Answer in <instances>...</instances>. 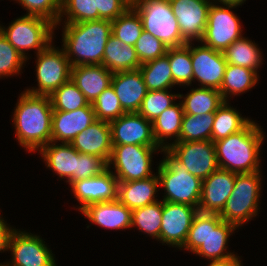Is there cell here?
Segmentation results:
<instances>
[{"mask_svg":"<svg viewBox=\"0 0 267 266\" xmlns=\"http://www.w3.org/2000/svg\"><path fill=\"white\" fill-rule=\"evenodd\" d=\"M70 144L78 152L98 156L108 163L113 147L110 123L96 120L77 134Z\"/></svg>","mask_w":267,"mask_h":266,"instance_id":"obj_23","label":"cell"},{"mask_svg":"<svg viewBox=\"0 0 267 266\" xmlns=\"http://www.w3.org/2000/svg\"><path fill=\"white\" fill-rule=\"evenodd\" d=\"M102 65L115 73L138 70L141 63L135 47L123 43L111 33L105 45Z\"/></svg>","mask_w":267,"mask_h":266,"instance_id":"obj_30","label":"cell"},{"mask_svg":"<svg viewBox=\"0 0 267 266\" xmlns=\"http://www.w3.org/2000/svg\"><path fill=\"white\" fill-rule=\"evenodd\" d=\"M215 113L203 115L184 114L177 142L211 140Z\"/></svg>","mask_w":267,"mask_h":266,"instance_id":"obj_36","label":"cell"},{"mask_svg":"<svg viewBox=\"0 0 267 266\" xmlns=\"http://www.w3.org/2000/svg\"><path fill=\"white\" fill-rule=\"evenodd\" d=\"M263 171L237 174L234 188L226 200L225 206L218 214L223 221L234 224L238 229L244 228L261 213L263 199Z\"/></svg>","mask_w":267,"mask_h":266,"instance_id":"obj_5","label":"cell"},{"mask_svg":"<svg viewBox=\"0 0 267 266\" xmlns=\"http://www.w3.org/2000/svg\"><path fill=\"white\" fill-rule=\"evenodd\" d=\"M37 153L46 170L57 176L58 182L64 181L63 183L69 186L76 181L78 151L70 143L51 141Z\"/></svg>","mask_w":267,"mask_h":266,"instance_id":"obj_20","label":"cell"},{"mask_svg":"<svg viewBox=\"0 0 267 266\" xmlns=\"http://www.w3.org/2000/svg\"><path fill=\"white\" fill-rule=\"evenodd\" d=\"M49 97L53 111L68 112L89 104L84 94L71 79L62 84Z\"/></svg>","mask_w":267,"mask_h":266,"instance_id":"obj_40","label":"cell"},{"mask_svg":"<svg viewBox=\"0 0 267 266\" xmlns=\"http://www.w3.org/2000/svg\"><path fill=\"white\" fill-rule=\"evenodd\" d=\"M238 231L234 224L223 221L218 214L198 211L187 239L178 251H184L183 254L191 253L208 262L227 259L238 254L230 250L228 245L230 237Z\"/></svg>","mask_w":267,"mask_h":266,"instance_id":"obj_4","label":"cell"},{"mask_svg":"<svg viewBox=\"0 0 267 266\" xmlns=\"http://www.w3.org/2000/svg\"><path fill=\"white\" fill-rule=\"evenodd\" d=\"M95 10L99 17L106 20H115L129 7L122 0H94Z\"/></svg>","mask_w":267,"mask_h":266,"instance_id":"obj_46","label":"cell"},{"mask_svg":"<svg viewBox=\"0 0 267 266\" xmlns=\"http://www.w3.org/2000/svg\"><path fill=\"white\" fill-rule=\"evenodd\" d=\"M190 54L193 85L220 90L227 65L223 52L207 47L201 42H190Z\"/></svg>","mask_w":267,"mask_h":266,"instance_id":"obj_14","label":"cell"},{"mask_svg":"<svg viewBox=\"0 0 267 266\" xmlns=\"http://www.w3.org/2000/svg\"><path fill=\"white\" fill-rule=\"evenodd\" d=\"M20 92L10 120L15 141L32 155L52 141L53 109L49 96Z\"/></svg>","mask_w":267,"mask_h":266,"instance_id":"obj_1","label":"cell"},{"mask_svg":"<svg viewBox=\"0 0 267 266\" xmlns=\"http://www.w3.org/2000/svg\"><path fill=\"white\" fill-rule=\"evenodd\" d=\"M61 30V47L71 66L102 65L105 45L112 33V22L106 19L55 25Z\"/></svg>","mask_w":267,"mask_h":266,"instance_id":"obj_3","label":"cell"},{"mask_svg":"<svg viewBox=\"0 0 267 266\" xmlns=\"http://www.w3.org/2000/svg\"><path fill=\"white\" fill-rule=\"evenodd\" d=\"M112 145L159 146L153 134L152 122L138 112L124 113L110 122Z\"/></svg>","mask_w":267,"mask_h":266,"instance_id":"obj_18","label":"cell"},{"mask_svg":"<svg viewBox=\"0 0 267 266\" xmlns=\"http://www.w3.org/2000/svg\"><path fill=\"white\" fill-rule=\"evenodd\" d=\"M134 47L141 64L165 55L168 49L161 40L145 30H143Z\"/></svg>","mask_w":267,"mask_h":266,"instance_id":"obj_44","label":"cell"},{"mask_svg":"<svg viewBox=\"0 0 267 266\" xmlns=\"http://www.w3.org/2000/svg\"><path fill=\"white\" fill-rule=\"evenodd\" d=\"M133 8L141 17L143 30L161 40L167 48L187 44L168 0H137Z\"/></svg>","mask_w":267,"mask_h":266,"instance_id":"obj_11","label":"cell"},{"mask_svg":"<svg viewBox=\"0 0 267 266\" xmlns=\"http://www.w3.org/2000/svg\"><path fill=\"white\" fill-rule=\"evenodd\" d=\"M183 39L200 42L207 25L210 0H170Z\"/></svg>","mask_w":267,"mask_h":266,"instance_id":"obj_17","label":"cell"},{"mask_svg":"<svg viewBox=\"0 0 267 266\" xmlns=\"http://www.w3.org/2000/svg\"><path fill=\"white\" fill-rule=\"evenodd\" d=\"M111 85L125 113L138 112L147 88L140 70L113 73Z\"/></svg>","mask_w":267,"mask_h":266,"instance_id":"obj_24","label":"cell"},{"mask_svg":"<svg viewBox=\"0 0 267 266\" xmlns=\"http://www.w3.org/2000/svg\"><path fill=\"white\" fill-rule=\"evenodd\" d=\"M258 122L252 119L239 132L214 142L220 169L237 174L263 171L262 149L265 140L267 142V135Z\"/></svg>","mask_w":267,"mask_h":266,"instance_id":"obj_2","label":"cell"},{"mask_svg":"<svg viewBox=\"0 0 267 266\" xmlns=\"http://www.w3.org/2000/svg\"><path fill=\"white\" fill-rule=\"evenodd\" d=\"M107 169V163L98 156L78 152L76 181L100 175Z\"/></svg>","mask_w":267,"mask_h":266,"instance_id":"obj_45","label":"cell"},{"mask_svg":"<svg viewBox=\"0 0 267 266\" xmlns=\"http://www.w3.org/2000/svg\"><path fill=\"white\" fill-rule=\"evenodd\" d=\"M238 8L240 6L212 3L208 12L205 32L200 42L207 47L223 52L234 41L241 39L245 32L241 17L235 12V9L238 10Z\"/></svg>","mask_w":267,"mask_h":266,"instance_id":"obj_12","label":"cell"},{"mask_svg":"<svg viewBox=\"0 0 267 266\" xmlns=\"http://www.w3.org/2000/svg\"><path fill=\"white\" fill-rule=\"evenodd\" d=\"M3 209L0 208V253H6L8 239L11 231L15 228L14 225H10L11 222L3 216ZM0 254V255H1Z\"/></svg>","mask_w":267,"mask_h":266,"instance_id":"obj_47","label":"cell"},{"mask_svg":"<svg viewBox=\"0 0 267 266\" xmlns=\"http://www.w3.org/2000/svg\"><path fill=\"white\" fill-rule=\"evenodd\" d=\"M78 214H82L84 219H87L86 229L98 226V228H103L102 230H115L116 232L131 230L132 210L127 208L118 199L90 204L84 207Z\"/></svg>","mask_w":267,"mask_h":266,"instance_id":"obj_19","label":"cell"},{"mask_svg":"<svg viewBox=\"0 0 267 266\" xmlns=\"http://www.w3.org/2000/svg\"><path fill=\"white\" fill-rule=\"evenodd\" d=\"M112 34L130 46H134L143 32L141 17L134 8H128L122 15L112 20Z\"/></svg>","mask_w":267,"mask_h":266,"instance_id":"obj_38","label":"cell"},{"mask_svg":"<svg viewBox=\"0 0 267 266\" xmlns=\"http://www.w3.org/2000/svg\"><path fill=\"white\" fill-rule=\"evenodd\" d=\"M190 89H189V88ZM186 93L179 92V100L182 103L184 114L203 115L215 113L224 103L219 90L197 86H186Z\"/></svg>","mask_w":267,"mask_h":266,"instance_id":"obj_28","label":"cell"},{"mask_svg":"<svg viewBox=\"0 0 267 266\" xmlns=\"http://www.w3.org/2000/svg\"><path fill=\"white\" fill-rule=\"evenodd\" d=\"M40 234L22 228L11 231L6 255L11 258L0 262V266H58V258Z\"/></svg>","mask_w":267,"mask_h":266,"instance_id":"obj_10","label":"cell"},{"mask_svg":"<svg viewBox=\"0 0 267 266\" xmlns=\"http://www.w3.org/2000/svg\"><path fill=\"white\" fill-rule=\"evenodd\" d=\"M129 8H133L137 0H122Z\"/></svg>","mask_w":267,"mask_h":266,"instance_id":"obj_50","label":"cell"},{"mask_svg":"<svg viewBox=\"0 0 267 266\" xmlns=\"http://www.w3.org/2000/svg\"><path fill=\"white\" fill-rule=\"evenodd\" d=\"M162 224V200L132 211L131 229L158 243Z\"/></svg>","mask_w":267,"mask_h":266,"instance_id":"obj_34","label":"cell"},{"mask_svg":"<svg viewBox=\"0 0 267 266\" xmlns=\"http://www.w3.org/2000/svg\"><path fill=\"white\" fill-rule=\"evenodd\" d=\"M54 40L46 49L34 55L35 86L24 88L33 95L50 96L62 84L71 79V64L64 49Z\"/></svg>","mask_w":267,"mask_h":266,"instance_id":"obj_9","label":"cell"},{"mask_svg":"<svg viewBox=\"0 0 267 266\" xmlns=\"http://www.w3.org/2000/svg\"><path fill=\"white\" fill-rule=\"evenodd\" d=\"M26 13L24 15L37 16L49 20L57 25L60 12H61V0H10Z\"/></svg>","mask_w":267,"mask_h":266,"instance_id":"obj_43","label":"cell"},{"mask_svg":"<svg viewBox=\"0 0 267 266\" xmlns=\"http://www.w3.org/2000/svg\"><path fill=\"white\" fill-rule=\"evenodd\" d=\"M162 159L155 162L159 177L162 201L185 204L198 208L202 180L188 172L166 149L161 150Z\"/></svg>","mask_w":267,"mask_h":266,"instance_id":"obj_6","label":"cell"},{"mask_svg":"<svg viewBox=\"0 0 267 266\" xmlns=\"http://www.w3.org/2000/svg\"><path fill=\"white\" fill-rule=\"evenodd\" d=\"M242 256L239 254L223 260L210 261L205 266H244Z\"/></svg>","mask_w":267,"mask_h":266,"instance_id":"obj_48","label":"cell"},{"mask_svg":"<svg viewBox=\"0 0 267 266\" xmlns=\"http://www.w3.org/2000/svg\"><path fill=\"white\" fill-rule=\"evenodd\" d=\"M178 100L179 92L172 89L147 91L138 113L152 122Z\"/></svg>","mask_w":267,"mask_h":266,"instance_id":"obj_37","label":"cell"},{"mask_svg":"<svg viewBox=\"0 0 267 266\" xmlns=\"http://www.w3.org/2000/svg\"><path fill=\"white\" fill-rule=\"evenodd\" d=\"M27 60L8 42L0 31V80L21 78Z\"/></svg>","mask_w":267,"mask_h":266,"instance_id":"obj_41","label":"cell"},{"mask_svg":"<svg viewBox=\"0 0 267 266\" xmlns=\"http://www.w3.org/2000/svg\"><path fill=\"white\" fill-rule=\"evenodd\" d=\"M198 208L162 201V224L159 243L179 250L185 243Z\"/></svg>","mask_w":267,"mask_h":266,"instance_id":"obj_15","label":"cell"},{"mask_svg":"<svg viewBox=\"0 0 267 266\" xmlns=\"http://www.w3.org/2000/svg\"><path fill=\"white\" fill-rule=\"evenodd\" d=\"M66 189L77 201L72 206L79 213L90 204L117 200L118 179L107 168L98 176L72 182Z\"/></svg>","mask_w":267,"mask_h":266,"instance_id":"obj_16","label":"cell"},{"mask_svg":"<svg viewBox=\"0 0 267 266\" xmlns=\"http://www.w3.org/2000/svg\"><path fill=\"white\" fill-rule=\"evenodd\" d=\"M96 116L92 105L73 111H53L52 141L70 143L77 134L95 122Z\"/></svg>","mask_w":267,"mask_h":266,"instance_id":"obj_22","label":"cell"},{"mask_svg":"<svg viewBox=\"0 0 267 266\" xmlns=\"http://www.w3.org/2000/svg\"><path fill=\"white\" fill-rule=\"evenodd\" d=\"M232 101L224 103L216 110L212 126L211 141L216 142L242 130L252 119L243 115ZM249 116V117H248Z\"/></svg>","mask_w":267,"mask_h":266,"instance_id":"obj_32","label":"cell"},{"mask_svg":"<svg viewBox=\"0 0 267 266\" xmlns=\"http://www.w3.org/2000/svg\"><path fill=\"white\" fill-rule=\"evenodd\" d=\"M94 0H61V12L57 24L81 23L100 20Z\"/></svg>","mask_w":267,"mask_h":266,"instance_id":"obj_39","label":"cell"},{"mask_svg":"<svg viewBox=\"0 0 267 266\" xmlns=\"http://www.w3.org/2000/svg\"><path fill=\"white\" fill-rule=\"evenodd\" d=\"M188 172L201 180L218 167L214 142L211 140L175 142L166 149Z\"/></svg>","mask_w":267,"mask_h":266,"instance_id":"obj_13","label":"cell"},{"mask_svg":"<svg viewBox=\"0 0 267 266\" xmlns=\"http://www.w3.org/2000/svg\"><path fill=\"white\" fill-rule=\"evenodd\" d=\"M113 73L103 65H79L71 68V80L92 104L111 85Z\"/></svg>","mask_w":267,"mask_h":266,"instance_id":"obj_26","label":"cell"},{"mask_svg":"<svg viewBox=\"0 0 267 266\" xmlns=\"http://www.w3.org/2000/svg\"><path fill=\"white\" fill-rule=\"evenodd\" d=\"M183 116V106L178 100L152 121L154 138L162 149H167L179 140Z\"/></svg>","mask_w":267,"mask_h":266,"instance_id":"obj_29","label":"cell"},{"mask_svg":"<svg viewBox=\"0 0 267 266\" xmlns=\"http://www.w3.org/2000/svg\"><path fill=\"white\" fill-rule=\"evenodd\" d=\"M13 19L8 25H3L5 22L0 20V31L27 63L33 55H37L57 39L55 24L49 20L23 14ZM31 51L34 52L33 55L30 54Z\"/></svg>","mask_w":267,"mask_h":266,"instance_id":"obj_7","label":"cell"},{"mask_svg":"<svg viewBox=\"0 0 267 266\" xmlns=\"http://www.w3.org/2000/svg\"><path fill=\"white\" fill-rule=\"evenodd\" d=\"M260 75L249 68L234 64H227L223 81L220 87V93L224 101H231L234 97H240L249 93L251 89L259 85Z\"/></svg>","mask_w":267,"mask_h":266,"instance_id":"obj_27","label":"cell"},{"mask_svg":"<svg viewBox=\"0 0 267 266\" xmlns=\"http://www.w3.org/2000/svg\"><path fill=\"white\" fill-rule=\"evenodd\" d=\"M248 0H210L213 4H220V5H233V6H240L246 4Z\"/></svg>","mask_w":267,"mask_h":266,"instance_id":"obj_49","label":"cell"},{"mask_svg":"<svg viewBox=\"0 0 267 266\" xmlns=\"http://www.w3.org/2000/svg\"><path fill=\"white\" fill-rule=\"evenodd\" d=\"M173 82L178 88L193 85V66L190 54V42L180 47L168 48Z\"/></svg>","mask_w":267,"mask_h":266,"instance_id":"obj_35","label":"cell"},{"mask_svg":"<svg viewBox=\"0 0 267 266\" xmlns=\"http://www.w3.org/2000/svg\"><path fill=\"white\" fill-rule=\"evenodd\" d=\"M161 150L160 146L113 145L107 168L118 182L146 179L156 173L155 155Z\"/></svg>","mask_w":267,"mask_h":266,"instance_id":"obj_8","label":"cell"},{"mask_svg":"<svg viewBox=\"0 0 267 266\" xmlns=\"http://www.w3.org/2000/svg\"><path fill=\"white\" fill-rule=\"evenodd\" d=\"M159 192V177L155 173L146 179L118 182L117 199L133 211L161 200Z\"/></svg>","mask_w":267,"mask_h":266,"instance_id":"obj_25","label":"cell"},{"mask_svg":"<svg viewBox=\"0 0 267 266\" xmlns=\"http://www.w3.org/2000/svg\"><path fill=\"white\" fill-rule=\"evenodd\" d=\"M235 178V172L218 168L202 180L198 210L203 213L219 214L233 191Z\"/></svg>","mask_w":267,"mask_h":266,"instance_id":"obj_21","label":"cell"},{"mask_svg":"<svg viewBox=\"0 0 267 266\" xmlns=\"http://www.w3.org/2000/svg\"><path fill=\"white\" fill-rule=\"evenodd\" d=\"M91 105L96 119L109 123L125 113L112 85L106 88Z\"/></svg>","mask_w":267,"mask_h":266,"instance_id":"obj_42","label":"cell"},{"mask_svg":"<svg viewBox=\"0 0 267 266\" xmlns=\"http://www.w3.org/2000/svg\"><path fill=\"white\" fill-rule=\"evenodd\" d=\"M247 36L234 41L224 51L223 55L227 64L246 67L260 74L264 63V52L255 40ZM261 48V49H260Z\"/></svg>","mask_w":267,"mask_h":266,"instance_id":"obj_31","label":"cell"},{"mask_svg":"<svg viewBox=\"0 0 267 266\" xmlns=\"http://www.w3.org/2000/svg\"><path fill=\"white\" fill-rule=\"evenodd\" d=\"M139 70L143 76L147 91L178 89L173 82V75L167 54L141 64Z\"/></svg>","mask_w":267,"mask_h":266,"instance_id":"obj_33","label":"cell"}]
</instances>
